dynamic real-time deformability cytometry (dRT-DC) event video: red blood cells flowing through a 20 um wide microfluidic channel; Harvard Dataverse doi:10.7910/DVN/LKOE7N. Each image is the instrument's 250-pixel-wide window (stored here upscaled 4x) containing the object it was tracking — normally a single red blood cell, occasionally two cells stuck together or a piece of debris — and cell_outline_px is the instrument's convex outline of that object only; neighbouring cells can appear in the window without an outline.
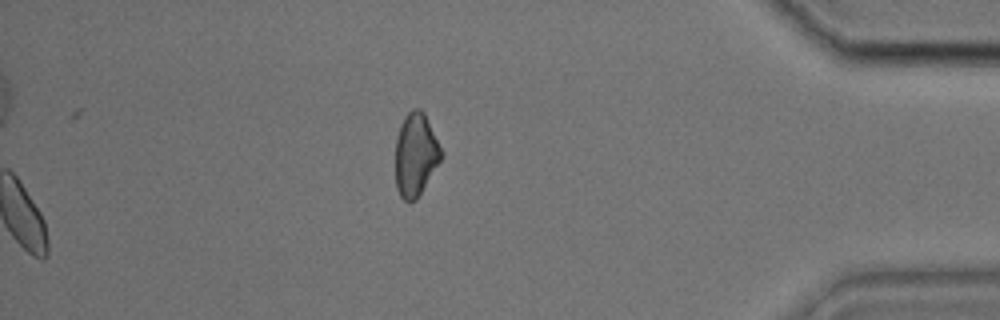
{"species": "common noctule bat (a hibernating species)", "species_latin": "Nyctalus noctula", "temperature_condition": "cold", "stored_images_in_passage": 38, "camera_frame_rate_fps": 3000, "um_per_image_px": 0.085, "animal": {"sex": "male", "body_mass_g": 17.9, "forearm_length_mm": 54.2}, "frame": {"image": 1, "passage_image": 38, "time_ms": 12.333, "image_size_px": [1000, 320], "cell_outline_px": [[444, 156], [416, 200], [408, 204], [400, 196], [396, 188], [396, 140], [400, 124], [404, 116], [412, 108], [420, 108], [424, 112], [444, 152]], "centroid_in_image_um": [35.34, 13.14], "position_along_channel_um": 399.9, "area_um2": 22.54}}